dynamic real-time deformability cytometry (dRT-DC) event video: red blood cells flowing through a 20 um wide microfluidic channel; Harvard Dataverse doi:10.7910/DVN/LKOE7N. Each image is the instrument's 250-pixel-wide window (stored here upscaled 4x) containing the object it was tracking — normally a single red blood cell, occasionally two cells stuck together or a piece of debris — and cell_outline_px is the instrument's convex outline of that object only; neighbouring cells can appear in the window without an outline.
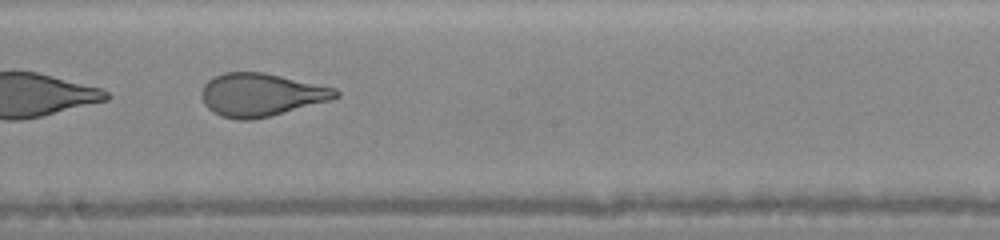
{"species": "human", "species_latin": "Homo sapiens", "temperature_condition": "warm", "stored_images_in_passage": 44, "camera_frame_rate_fps": 3000, "um_per_image_px": 0.085, "donor": {"sex": "female"}, "frame": {"image": 1, "passage_image": 26, "time_ms": 8.333, "image_size_px": [1000, 240], "cell_outline_px": [[340, 96], [332, 100], [252, 120], [240, 120], [220, 116], [212, 112], [204, 104], [200, 96], [200, 92], [204, 84], [208, 80], [224, 72], [264, 72], [336, 88], [340, 92]], "centroid_in_image_um": [22.17, 8.05], "position_along_channel_um": 226.0, "area_um2": 33.7}}